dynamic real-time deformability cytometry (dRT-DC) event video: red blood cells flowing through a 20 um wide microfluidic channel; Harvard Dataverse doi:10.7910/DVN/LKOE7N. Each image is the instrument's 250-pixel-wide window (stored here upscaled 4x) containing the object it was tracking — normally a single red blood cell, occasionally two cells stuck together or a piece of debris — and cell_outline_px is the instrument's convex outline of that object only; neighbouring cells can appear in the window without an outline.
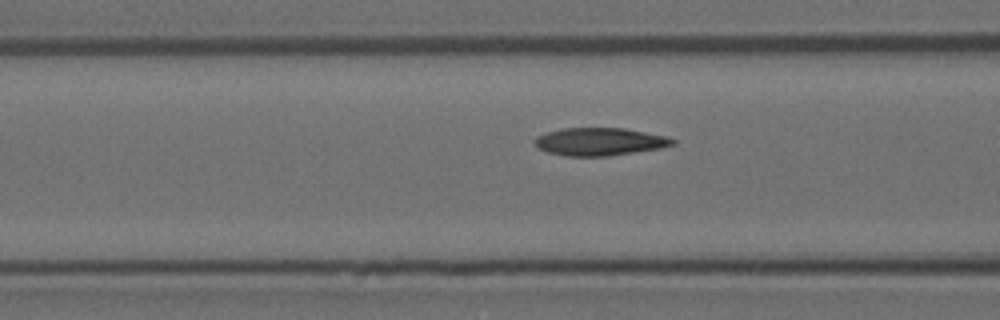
{"species": "Egyptian fruit bat (a non-hibernating species)", "species_latin": "Rousettus aegyptiacus", "temperature_condition": "room temperature", "stored_images_in_passage": 23, "camera_frame_rate_fps": 3000, "um_per_image_px": 0.085, "animal": {"sex": "female"}, "frame": {"image": 1, "passage_image": 14, "time_ms": 4.333, "image_size_px": [1000, 320], "cell_outline_px": [[676, 144], [660, 148], [608, 156], [564, 156], [548, 152], [536, 148], [536, 136], [548, 132], [564, 128], [624, 128], [668, 136], [676, 140]], "centroid_in_image_um": [51.0, 12.04], "position_along_channel_um": 115.6, "area_um2": 22.31}}